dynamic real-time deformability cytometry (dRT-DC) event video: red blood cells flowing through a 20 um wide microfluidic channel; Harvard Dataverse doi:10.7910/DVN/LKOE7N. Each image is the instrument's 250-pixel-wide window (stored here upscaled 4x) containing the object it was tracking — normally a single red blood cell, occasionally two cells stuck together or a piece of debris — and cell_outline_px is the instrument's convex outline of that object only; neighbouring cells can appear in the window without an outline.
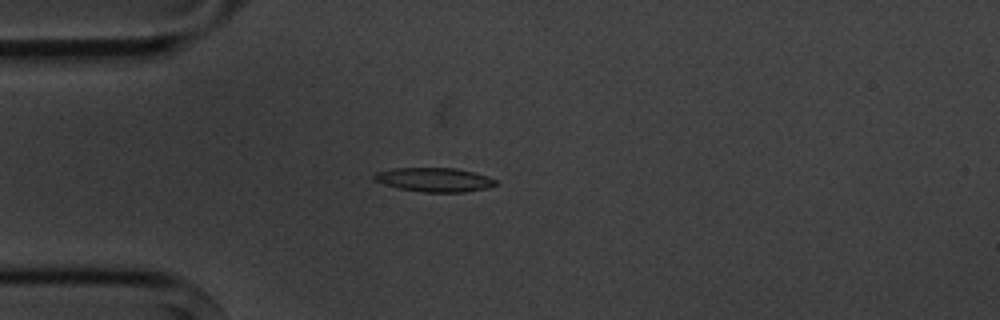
{"species": "common noctule bat (a hibernating species)", "species_latin": "Nyctalus noctula", "temperature_condition": "cold", "stored_images_in_passage": 4, "camera_frame_rate_fps": 3000, "um_per_image_px": 0.085, "animal": {"sex": "male", "body_mass_g": 20.1, "forearm_length_mm": 53.5}, "frame": {"image": 1, "passage_image": 4, "time_ms": 4.333, "image_size_px": [1000, 320], "cell_outline_px": [[500, 184], [488, 188], [464, 192], [424, 192], [400, 188], [384, 184], [372, 180], [372, 176], [376, 172], [392, 168], [456, 168], [488, 176], [496, 180]], "centroid_in_image_um": [36.93, 15.27], "position_along_channel_um": 48.1, "area_um2": 17.11}}